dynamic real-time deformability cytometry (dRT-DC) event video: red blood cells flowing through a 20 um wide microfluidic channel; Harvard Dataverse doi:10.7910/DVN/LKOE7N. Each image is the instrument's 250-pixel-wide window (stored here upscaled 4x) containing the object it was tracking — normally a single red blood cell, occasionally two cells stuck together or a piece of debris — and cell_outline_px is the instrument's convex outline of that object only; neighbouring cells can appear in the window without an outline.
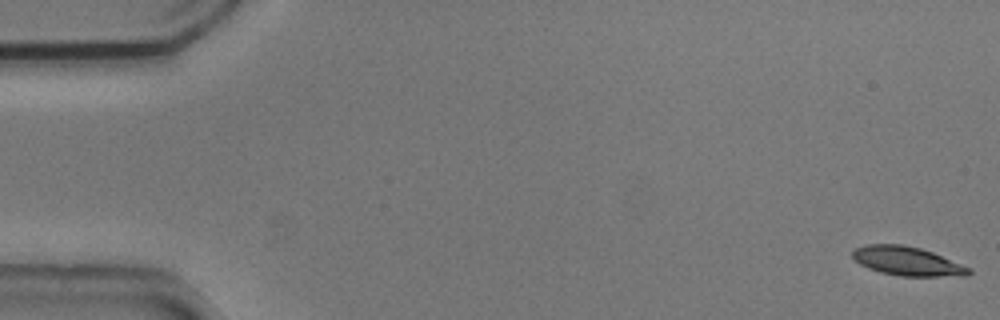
{"species": "common noctule bat (a hibernating species)", "species_latin": "Nyctalus noctula", "temperature_condition": "cold", "stored_images_in_passage": 54, "camera_frame_rate_fps": 3000, "um_per_image_px": 0.085, "animal": {"sex": "male", "body_mass_g": 20.5, "forearm_length_mm": 52.5}, "frame": {"image": 1, "passage_image": 1, "time_ms": 0.0, "image_size_px": [1000, 320], "cell_outline_px": [[972, 272], [964, 276], [900, 276], [880, 272], [868, 268], [860, 264], [852, 256], [852, 252], [856, 248], [868, 244], [904, 244], [920, 248], [932, 252], [972, 268]], "centroid_in_image_um": [77.14, 22.2], "position_along_channel_um": 7.9, "area_um2": 19.59}}
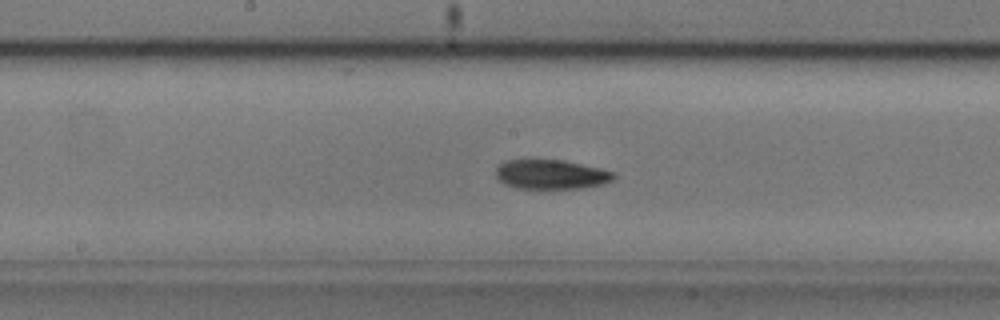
{"frame": {"image": 2, "passage_image": 28, "time_ms": 9.0, "image_size_px": [1000, 320], "cell_outline_px": [[616, 176], [612, 180], [604, 184], [580, 188], [516, 188], [504, 184], [496, 176], [496, 168], [504, 160], [564, 160], [600, 168], [616, 172]], "centroid_in_image_um": [46.86, 14.82], "position_along_channel_um": 201.3, "area_um2": 20.23}}
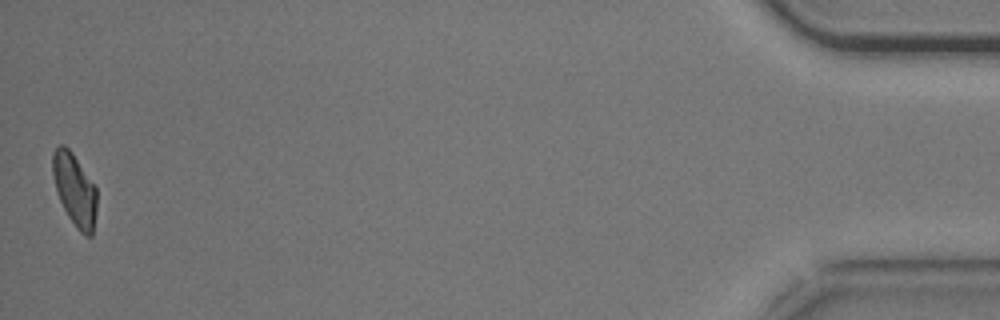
{"frame": {"image": 3, "passage_image": 54, "time_ms": 17.667, "image_size_px": [1000, 320], "cell_outline_px": [[96, 212], [92, 236], [84, 236], [76, 228], [68, 216], [60, 200], [56, 188], [52, 172], [52, 152], [60, 144], [64, 144], [72, 152], [96, 188]], "centroid_in_image_um": [6.34, 16.13], "position_along_channel_um": 428.9, "area_um2": 18.44}, "authors_computed_cell_mechanics": {"area_um2": 20.1433, "velocity_mm_per_s": 3.7074, "shape_relaxation_time_tau1_ms": 6.9527, "shape_relaxation_time_tau2_ms": 9.7241, "deformation_change_tau1": 0.1663, "deformation_change_tau2": 0.1594}}